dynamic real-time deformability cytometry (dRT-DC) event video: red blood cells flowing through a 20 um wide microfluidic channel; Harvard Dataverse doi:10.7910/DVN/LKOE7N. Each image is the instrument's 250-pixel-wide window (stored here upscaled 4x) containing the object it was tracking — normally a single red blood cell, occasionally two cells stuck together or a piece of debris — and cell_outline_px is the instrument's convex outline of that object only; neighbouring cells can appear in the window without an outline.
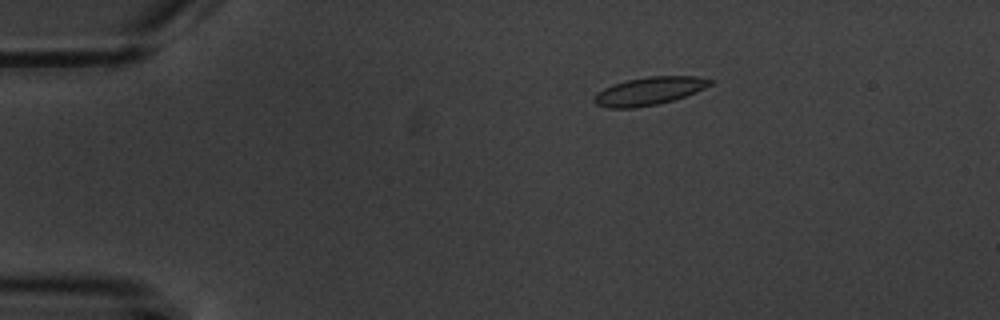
{"species": "common noctule bat (a hibernating species)", "species_latin": "Nyctalus noctula", "temperature_condition": "warm", "stored_images_in_passage": 5, "camera_frame_rate_fps": 3000, "um_per_image_px": 0.085, "animal": {"sex": "male", "body_mass_g": 20.1, "forearm_length_mm": 53.5}, "frame": {"image": 1, "passage_image": 3, "time_ms": 3.0, "image_size_px": [1000, 320], "cell_outline_px": [[712, 84], [696, 92], [672, 100], [656, 104], [632, 108], [608, 108], [596, 104], [592, 100], [596, 92], [612, 84], [628, 80], [648, 76], [696, 76], [712, 80]], "centroid_in_image_um": [55.14, 7.73], "position_along_channel_um": 29.9, "area_um2": 18.79}}